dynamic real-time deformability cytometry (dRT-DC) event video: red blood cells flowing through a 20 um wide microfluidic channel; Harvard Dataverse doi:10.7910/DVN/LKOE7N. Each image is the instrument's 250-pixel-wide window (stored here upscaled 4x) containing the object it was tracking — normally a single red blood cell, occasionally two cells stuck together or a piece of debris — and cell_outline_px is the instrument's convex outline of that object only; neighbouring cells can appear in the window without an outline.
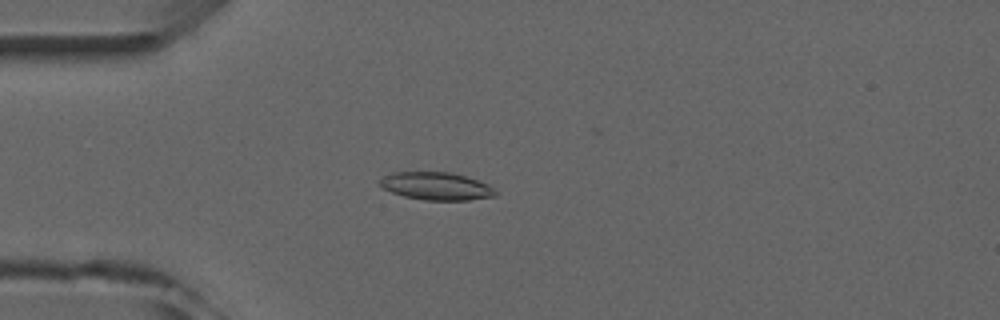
{"species": "common noctule bat (a hibernating species)", "species_latin": "Nyctalus noctula", "temperature_condition": "room temperature", "stored_images_in_passage": 4, "camera_frame_rate_fps": 3000, "um_per_image_px": 0.085, "animal": {"sex": "male", "forearm_length_mm": 52.5}, "frame": {"image": 1, "passage_image": 4, "time_ms": 4.0, "image_size_px": [1000, 320], "cell_outline_px": [[496, 196], [468, 200], [424, 200], [404, 196], [392, 192], [384, 188], [380, 184], [380, 180], [384, 176], [392, 172], [452, 172], [488, 184], [496, 192]], "centroid_in_image_um": [37.08, 15.82], "position_along_channel_um": 47.9, "area_um2": 18.5}}